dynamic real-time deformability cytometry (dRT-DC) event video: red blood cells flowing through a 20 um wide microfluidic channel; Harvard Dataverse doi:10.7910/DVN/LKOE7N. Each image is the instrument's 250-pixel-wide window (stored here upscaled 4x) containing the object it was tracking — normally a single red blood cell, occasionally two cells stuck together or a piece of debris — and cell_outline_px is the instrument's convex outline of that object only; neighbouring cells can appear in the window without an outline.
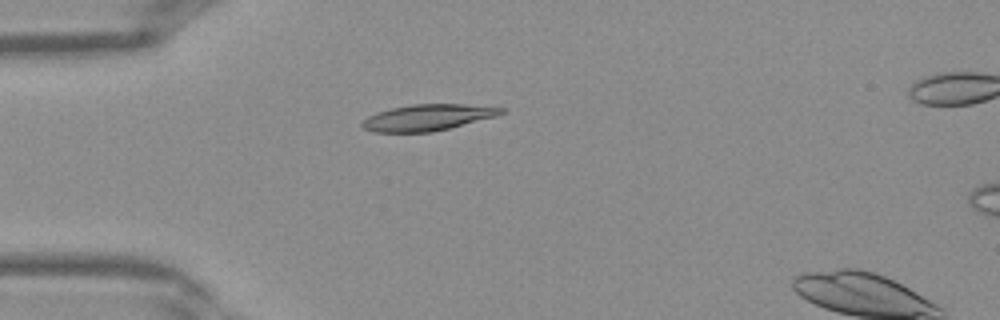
{"species": "Egyptian fruit bat (a non-hibernating species)", "species_latin": "Rousettus aegyptiacus", "temperature_condition": "warm", "stored_images_in_passage": 3, "camera_frame_rate_fps": 3000, "um_per_image_px": 0.085, "frame": {"image": 1, "passage_image": 1, "time_ms": 0.0, "image_size_px": [1000, 320], "cell_outline_px": [[508, 108], [504, 112], [496, 116], [432, 132], [372, 132], [364, 128], [360, 124], [368, 116], [376, 112], [392, 108], [412, 104], [464, 104]], "centroid_in_image_um": [36.34, 9.98], "position_along_channel_um": 48.7, "area_um2": 21.15}}